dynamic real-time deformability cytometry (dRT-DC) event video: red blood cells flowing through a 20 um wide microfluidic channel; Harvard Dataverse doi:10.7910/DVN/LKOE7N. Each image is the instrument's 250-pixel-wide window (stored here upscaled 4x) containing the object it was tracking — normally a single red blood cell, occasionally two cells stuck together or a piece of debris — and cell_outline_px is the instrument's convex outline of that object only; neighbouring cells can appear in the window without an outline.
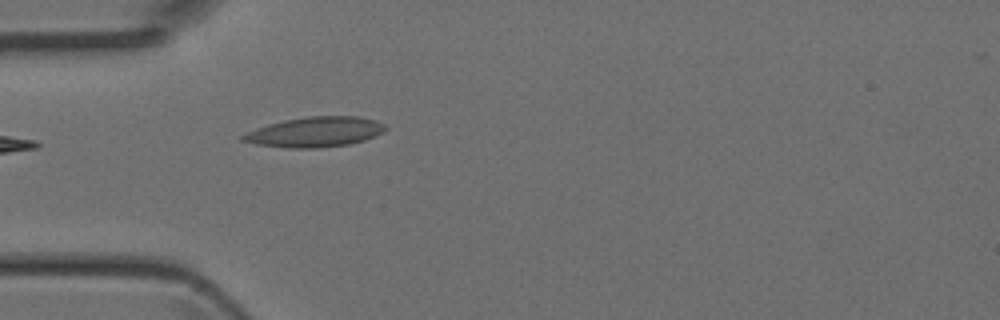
{"species": "Egyptian fruit bat (a non-hibernating species)", "species_latin": "Rousettus aegyptiacus", "temperature_condition": "room temperature", "stored_images_in_passage": 1, "camera_frame_rate_fps": 3000, "um_per_image_px": 0.085, "animal": {"sex": "female"}, "frame": {"image": 1, "passage_image": 1, "time_ms": 0.0, "image_size_px": [1000, 320], "cell_outline_px": [[388, 128], [384, 132], [376, 136], [364, 140], [348, 144], [316, 148], [288, 148], [256, 144], [240, 140], [240, 136], [256, 128], [268, 124], [284, 120], [308, 116], [360, 116], [376, 120], [384, 124]], "centroid_in_image_um": [26.81, 11.21], "position_along_channel_um": 58.2, "area_um2": 25.09}}